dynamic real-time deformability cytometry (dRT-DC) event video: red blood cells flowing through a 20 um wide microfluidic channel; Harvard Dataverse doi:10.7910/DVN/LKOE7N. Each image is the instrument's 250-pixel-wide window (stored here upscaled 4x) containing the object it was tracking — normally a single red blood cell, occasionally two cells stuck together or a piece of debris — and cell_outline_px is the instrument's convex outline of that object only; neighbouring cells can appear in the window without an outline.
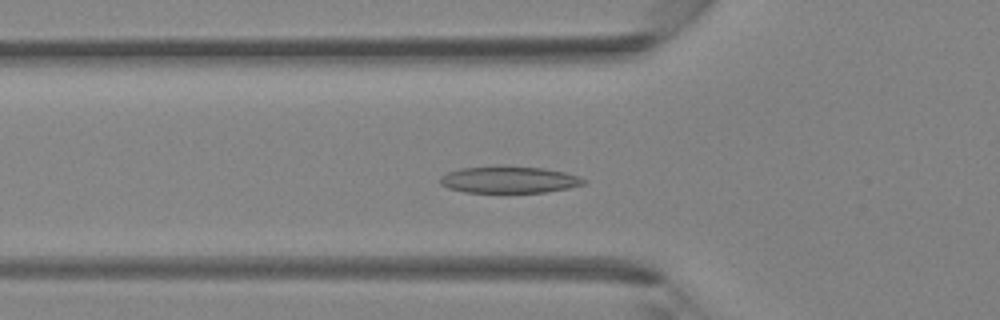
{"species": "Egyptian fruit bat (a non-hibernating species)", "species_latin": "Rousettus aegyptiacus", "temperature_condition": "room temperature", "stored_images_in_passage": 40, "camera_frame_rate_fps": 3000, "um_per_image_px": 0.085, "animal": {"sex": "female"}, "frame": {"image": 1, "passage_image": 13, "time_ms": 4.0, "image_size_px": [1000, 320], "cell_outline_px": [[588, 180], [584, 184], [568, 188], [544, 192], [464, 192], [448, 188], [440, 184], [440, 176], [448, 172], [460, 168], [496, 164], [504, 164], [544, 168], [564, 172]], "centroid_in_image_um": [43.23, 15.24], "position_along_channel_um": 82.6, "area_um2": 22.89}}
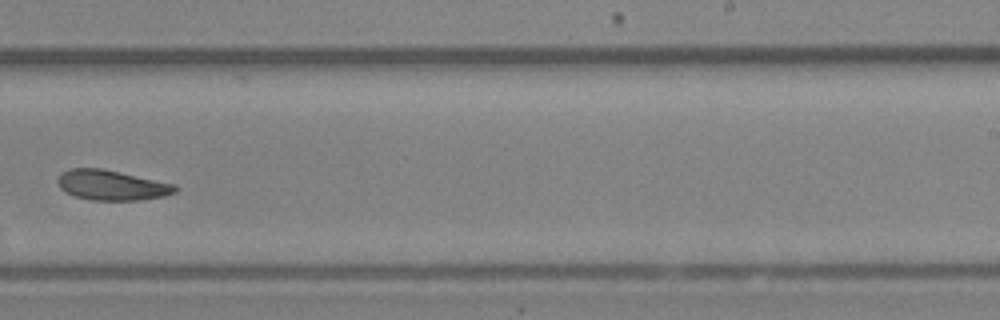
{"frame": {"image": 2, "passage_image": 25, "time_ms": 8.0, "image_size_px": [1000, 320], "cell_outline_px": [[180, 188], [176, 192], [164, 196], [136, 200], [92, 200], [76, 196], [64, 192], [60, 188], [56, 180], [68, 168], [100, 168], [120, 172], [176, 184]], "centroid_in_image_um": [9.51, 15.74], "position_along_channel_um": 279.5, "area_um2": 20.58}}
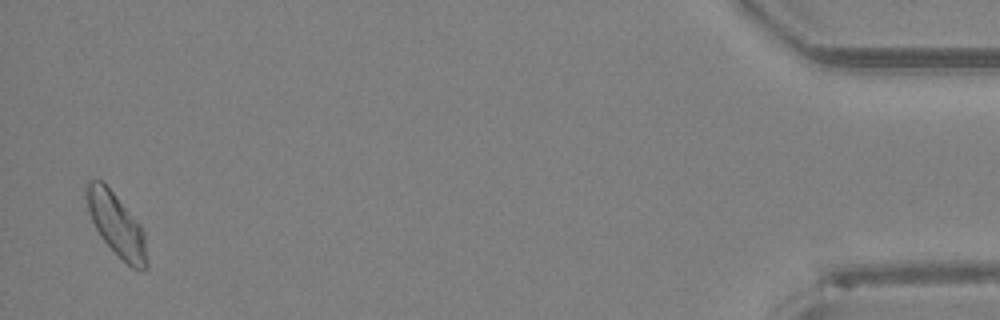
{"frame": {"image": 3, "passage_image": 39, "time_ms": 12.667, "image_size_px": [1000, 320], "cell_outline_px": [[148, 268], [144, 272], [132, 268], [100, 236], [92, 220], [84, 196], [84, 184], [88, 180], [100, 180], [112, 192], [140, 224], [144, 232], [148, 264]], "centroid_in_image_um": [9.9, 19.1], "position_along_channel_um": 425.3, "area_um2": 21.85}}